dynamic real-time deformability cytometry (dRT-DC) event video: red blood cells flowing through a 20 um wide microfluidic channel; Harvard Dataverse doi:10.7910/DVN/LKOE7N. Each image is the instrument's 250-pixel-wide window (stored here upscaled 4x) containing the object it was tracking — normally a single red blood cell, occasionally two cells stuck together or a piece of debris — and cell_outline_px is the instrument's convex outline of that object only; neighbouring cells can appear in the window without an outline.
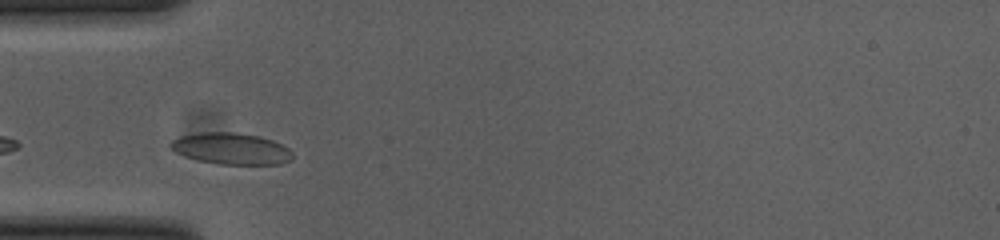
{"species": "common noctule bat (a hibernating species)", "species_latin": "Nyctalus noctula", "temperature_condition": "cold", "stored_images_in_passage": 7, "camera_frame_rate_fps": 3000, "um_per_image_px": 0.085, "animal": {"sex": "female", "body_mass_g": 23.0, "forearm_length_mm": 53.4}, "frame": {"image": 1, "passage_image": 2, "time_ms": 0.333, "image_size_px": [1000, 240], "cell_outline_px": [[292, 160], [280, 164], [216, 164], [184, 156], [168, 148], [168, 144], [172, 140], [180, 136], [200, 132], [232, 132], [260, 136], [272, 140], [288, 148], [292, 152]], "centroid_in_image_um": [19.62, 12.63], "position_along_channel_um": 65.4, "area_um2": 22.43}}